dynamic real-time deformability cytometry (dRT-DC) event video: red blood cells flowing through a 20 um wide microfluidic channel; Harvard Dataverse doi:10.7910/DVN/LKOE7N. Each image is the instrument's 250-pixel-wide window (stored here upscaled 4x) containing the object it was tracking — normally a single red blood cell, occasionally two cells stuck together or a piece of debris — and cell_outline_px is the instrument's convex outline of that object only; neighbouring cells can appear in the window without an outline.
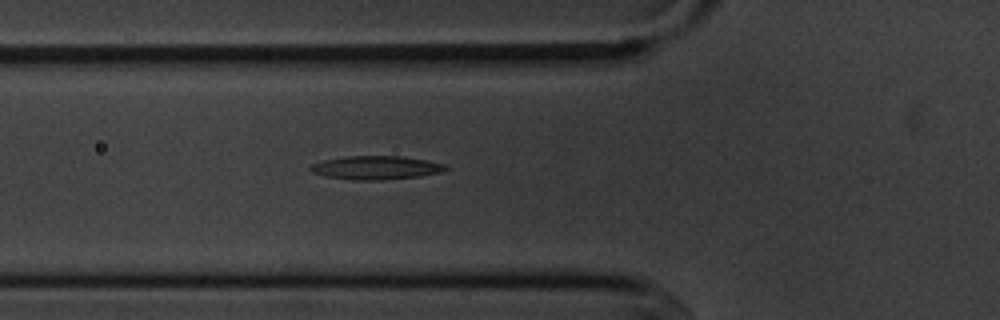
{"species": "common noctule bat (a hibernating species)", "species_latin": "Nyctalus noctula", "temperature_condition": "cold", "stored_images_in_passage": 6, "segment_of_instrument_passage": [1, 2], "camera_frame_rate_fps": 3000, "um_per_image_px": 0.085, "animal": {"sex": "male", "body_mass_g": 20.1, "forearm_length_mm": 53.5}, "frame": {"image": 1, "passage_image": 5, "time_ms": 4.667, "image_size_px": [1000, 320], "cell_outline_px": [[448, 168], [440, 172], [420, 176], [380, 180], [356, 180], [324, 176], [312, 172], [308, 168], [312, 164], [324, 160], [344, 156], [400, 156], [448, 164]], "centroid_in_image_um": [31.95, 14.25], "position_along_channel_um": 93.9, "area_um2": 18.5}}